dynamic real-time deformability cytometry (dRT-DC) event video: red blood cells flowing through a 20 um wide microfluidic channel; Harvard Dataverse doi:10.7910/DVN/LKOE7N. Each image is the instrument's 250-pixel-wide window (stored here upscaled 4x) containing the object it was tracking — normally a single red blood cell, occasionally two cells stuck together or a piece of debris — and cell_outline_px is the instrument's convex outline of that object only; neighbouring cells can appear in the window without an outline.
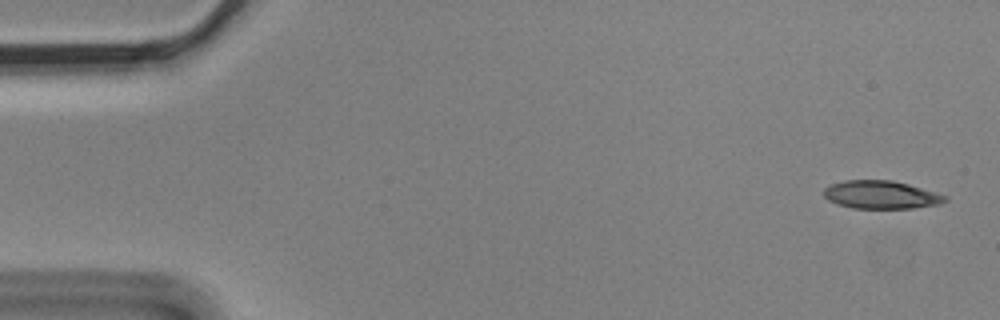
{"species": "Egyptian fruit bat (a non-hibernating species)", "species_latin": "Rousettus aegyptiacus", "temperature_condition": "cold", "stored_images_in_passage": 6, "camera_frame_rate_fps": 3000, "um_per_image_px": 0.085, "animal": {"sex": "male"}, "frame": {"image": 1, "passage_image": 1, "time_ms": 0.0, "image_size_px": [1000, 320], "cell_outline_px": [[948, 200], [940, 204], [912, 208], [852, 208], [836, 204], [828, 200], [824, 196], [824, 188], [832, 184], [844, 180], [892, 180], [908, 184], [948, 196]], "centroid_in_image_um": [74.88, 16.55], "position_along_channel_um": 10.1, "area_um2": 19.83}}
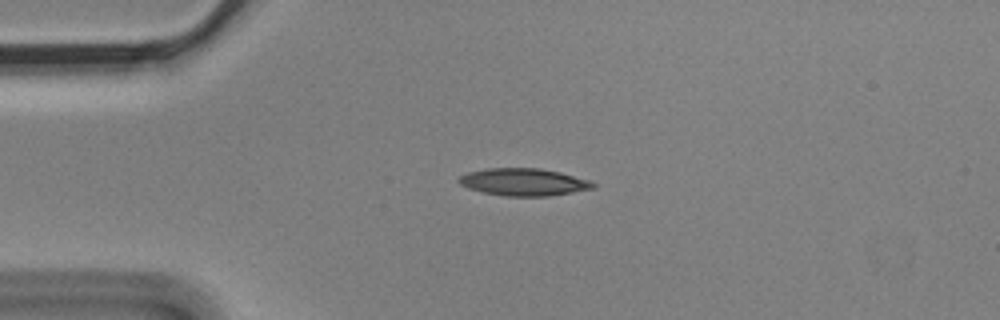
{"frame": {"image": 2, "passage_image": 4, "time_ms": 1.0, "image_size_px": [1000, 320], "cell_outline_px": [[596, 188], [548, 196], [504, 196], [484, 192], [468, 188], [460, 184], [456, 180], [460, 176], [468, 172], [488, 168], [540, 168], [560, 172], [588, 180], [596, 184]], "centroid_in_image_um": [44.5, 15.47], "position_along_channel_um": 40.5, "area_um2": 21.33}}
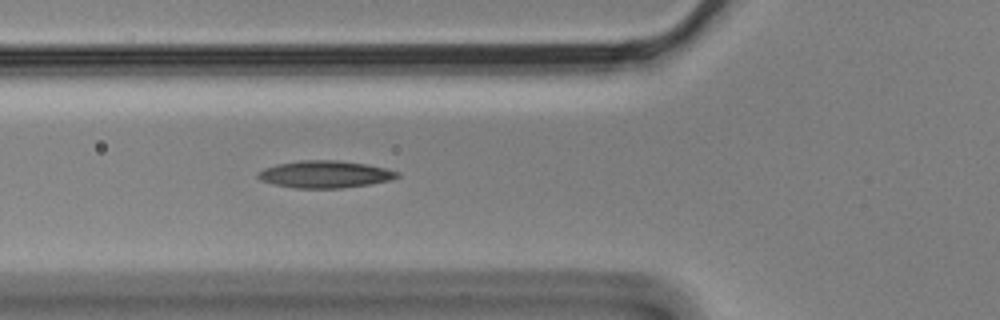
{"frame": {"image": 3, "passage_image": 6, "time_ms": 1.667, "image_size_px": [1000, 320], "cell_outline_px": [[400, 176], [388, 180], [368, 184], [340, 188], [296, 188], [276, 184], [260, 180], [256, 176], [264, 168], [276, 164], [300, 160], [336, 160], [368, 164], [400, 172]], "centroid_in_image_um": [27.62, 14.8], "position_along_channel_um": 98.2, "area_um2": 21.85}}